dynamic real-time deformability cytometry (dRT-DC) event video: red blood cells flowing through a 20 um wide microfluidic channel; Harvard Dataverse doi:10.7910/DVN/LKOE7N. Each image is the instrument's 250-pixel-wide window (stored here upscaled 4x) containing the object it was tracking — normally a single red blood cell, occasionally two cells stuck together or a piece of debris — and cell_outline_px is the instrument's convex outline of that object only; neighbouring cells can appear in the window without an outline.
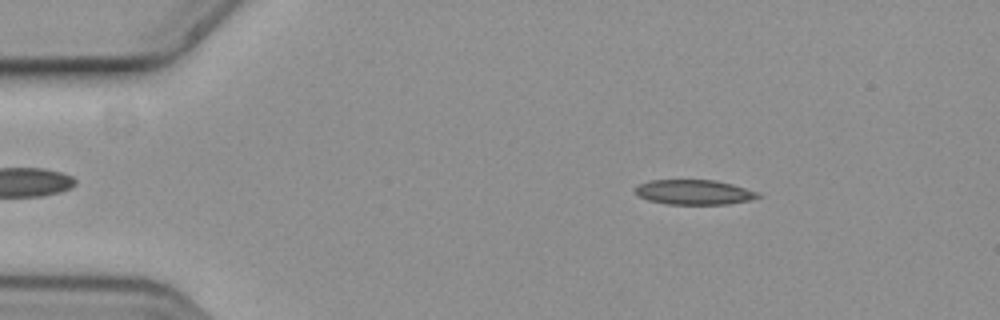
{"species": "common noctule bat (a hibernating species)", "species_latin": "Nyctalus noctula", "temperature_condition": "cold", "stored_images_in_passage": 56, "camera_frame_rate_fps": 3000, "um_per_image_px": 0.085, "animal": {"sex": "female", "body_mass_g": 19.3, "forearm_length_mm": 54.1}, "frame": {"image": 1, "passage_image": 8, "time_ms": 2.333, "image_size_px": [1000, 320], "cell_outline_px": [[760, 196], [748, 200], [728, 204], [664, 204], [648, 200], [640, 196], [636, 192], [636, 188], [640, 184], [652, 180], [716, 180], [732, 184], [756, 192]], "centroid_in_image_um": [58.97, 16.34], "position_along_channel_um": 26.0, "area_um2": 17.46}}
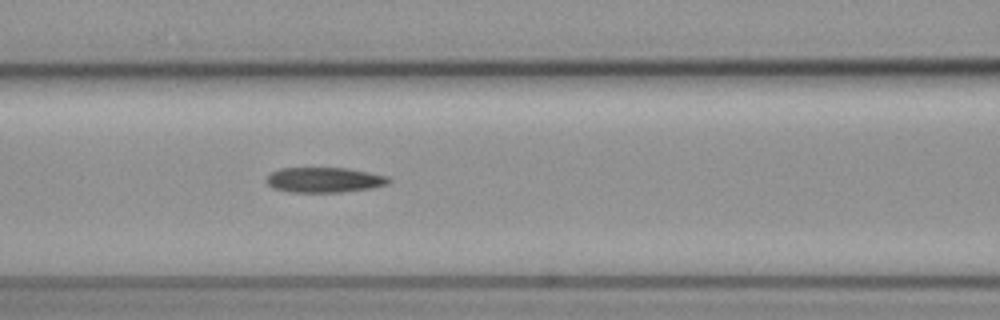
{"frame": {"image": 2, "passage_image": 23, "time_ms": 7.333, "image_size_px": [1000, 320], "cell_outline_px": [[392, 180], [388, 184], [372, 188], [340, 192], [288, 192], [272, 188], [264, 180], [272, 172], [280, 168], [348, 168], [388, 176]], "centroid_in_image_um": [27.56, 15.29], "position_along_channel_um": 139.0, "area_um2": 18.03}}
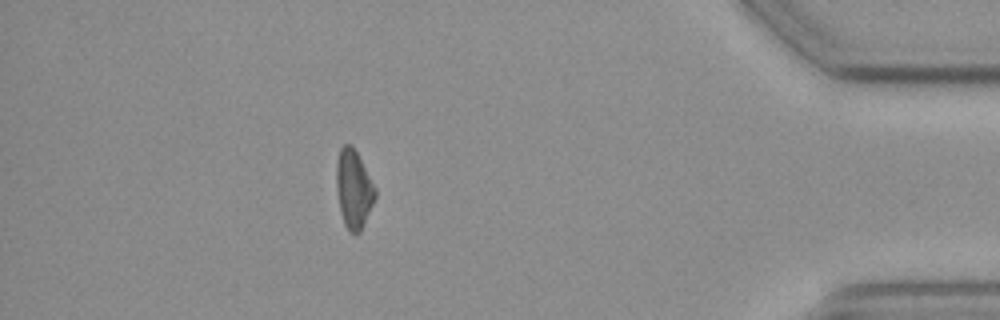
{"frame": {"image": 3, "passage_image": 49, "time_ms": 16.0, "image_size_px": [1000, 320], "cell_outline_px": [[376, 196], [360, 232], [348, 232], [344, 224], [340, 212], [336, 188], [336, 160], [340, 148], [344, 144], [352, 144], [376, 188]], "centroid_in_image_um": [30.04, 16.05], "position_along_channel_um": 405.2, "area_um2": 17.74}}